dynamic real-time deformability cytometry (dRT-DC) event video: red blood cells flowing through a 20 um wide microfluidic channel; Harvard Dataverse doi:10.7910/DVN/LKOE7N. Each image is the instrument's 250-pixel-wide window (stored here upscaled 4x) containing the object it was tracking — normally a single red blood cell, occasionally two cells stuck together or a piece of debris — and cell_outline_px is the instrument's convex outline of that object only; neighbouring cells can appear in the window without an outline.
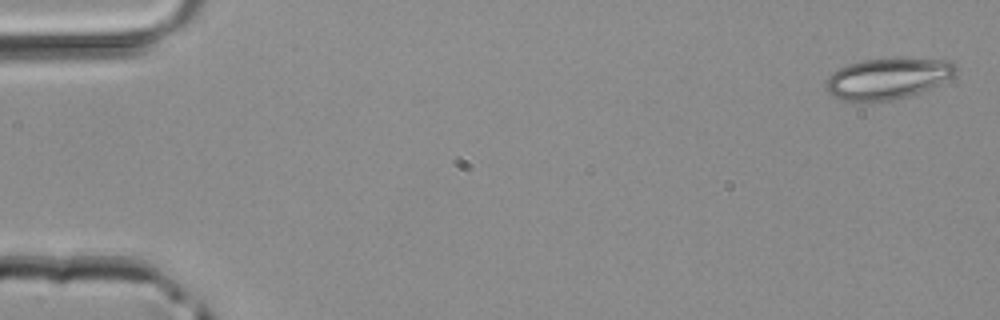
{"species": "common noctule bat (a hibernating species)", "species_latin": "Nyctalus noctula", "temperature_condition": "room temperature", "stored_images_in_passage": 4, "camera_frame_rate_fps": 3000, "um_per_image_px": 0.085, "animal": {"sex": "male", "body_mass_g": 20.4}, "frame": {"image": 1, "passage_image": 1, "time_ms": 0.0, "image_size_px": [1000, 320], "cell_outline_px": [[956, 72], [952, 76], [940, 84], [920, 92], [908, 96], [888, 100], [856, 104], [840, 100], [832, 96], [824, 88], [828, 76], [832, 72], [848, 64], [864, 60], [952, 60], [956, 64]], "centroid_in_image_um": [75.37, 6.73], "position_along_channel_um": 9.6, "area_um2": 30.98}}